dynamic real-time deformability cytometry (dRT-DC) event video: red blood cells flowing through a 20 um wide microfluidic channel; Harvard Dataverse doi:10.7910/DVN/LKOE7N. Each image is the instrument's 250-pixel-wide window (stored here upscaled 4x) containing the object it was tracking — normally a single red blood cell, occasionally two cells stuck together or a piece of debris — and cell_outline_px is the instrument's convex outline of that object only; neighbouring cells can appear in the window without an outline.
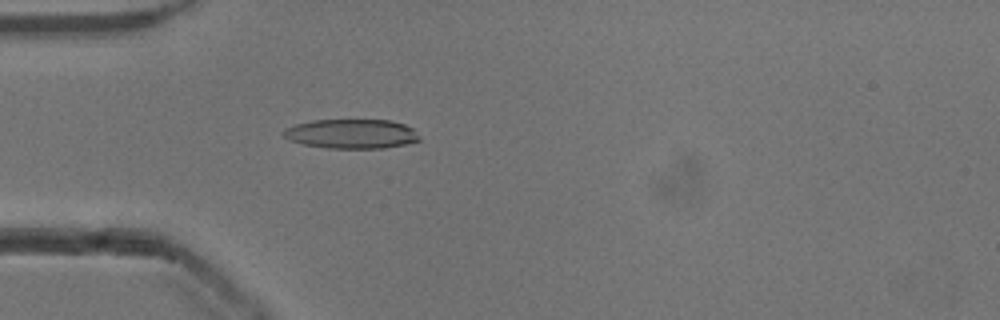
{"species": "common noctule bat (a hibernating species)", "species_latin": "Nyctalus noctula", "temperature_condition": "cold", "stored_images_in_passage": 53, "camera_frame_rate_fps": 3000, "um_per_image_px": 0.085, "animal": {"sex": "male", "body_mass_g": 13.3}, "frame": {"image": 1, "passage_image": 16, "time_ms": 5.0, "image_size_px": [1000, 320], "cell_outline_px": [[420, 140], [404, 144], [384, 148], [328, 148], [304, 144], [288, 140], [280, 132], [284, 128], [296, 124], [312, 120], [392, 120], [404, 124], [412, 128]], "centroid_in_image_um": [29.82, 11.37], "position_along_channel_um": 55.2, "area_um2": 23.24}}
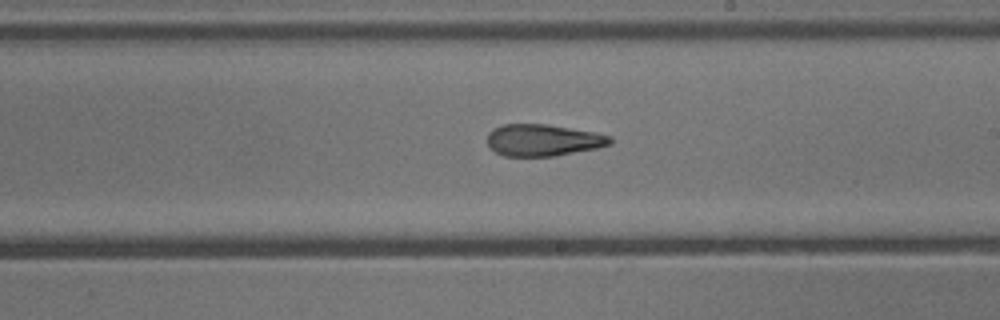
{"frame": {"image": 2, "passage_image": 31, "time_ms": 10.0, "image_size_px": [1000, 320], "cell_outline_px": [[612, 144], [596, 148], [552, 156], [504, 156], [496, 152], [488, 144], [488, 132], [492, 128], [504, 124], [548, 124], [592, 132], [612, 136]], "centroid_in_image_um": [46.14, 11.9], "position_along_channel_um": 242.9, "area_um2": 22.6}}
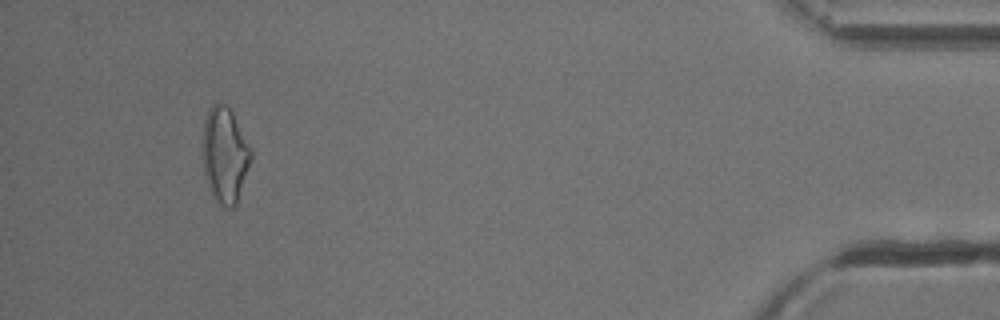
{"frame": {"image": 3, "passage_image": 50, "time_ms": 16.333, "image_size_px": [1000, 320], "cell_outline_px": [[252, 160], [236, 204], [232, 208], [224, 208], [216, 200], [212, 192], [204, 172], [204, 120], [208, 108], [216, 100], [224, 104], [232, 112], [252, 148]], "centroid_in_image_um": [19.15, 13.14], "position_along_channel_um": 416.1, "area_um2": 26.76}, "authors_computed_cell_mechanics": {"area_um2": 23.6402, "velocity_mm_per_s": 3.8706, "shape_relaxation_time_tau1_ms": null, "shape_relaxation_time_tau2_ms": 4.0098, "deformation_change_tau1": null, "deformation_change_tau2": 0.1432}}